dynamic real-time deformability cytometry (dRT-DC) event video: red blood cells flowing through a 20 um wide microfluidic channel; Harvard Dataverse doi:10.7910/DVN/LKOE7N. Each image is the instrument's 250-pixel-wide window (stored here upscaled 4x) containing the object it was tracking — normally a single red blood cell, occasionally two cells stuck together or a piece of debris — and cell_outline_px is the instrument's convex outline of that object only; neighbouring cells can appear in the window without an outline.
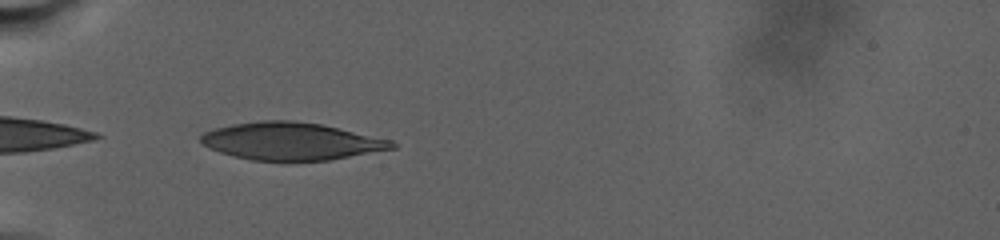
{"species": "human", "species_latin": "Homo sapiens", "temperature_condition": "warm", "stored_images_in_passage": 50, "camera_frame_rate_fps": 3000, "um_per_image_px": 0.085, "donor": {"sex": "male"}, "frame": {"image": 1, "passage_image": 2, "time_ms": 0.667, "image_size_px": [1000, 240], "cell_outline_px": [[396, 148], [328, 160], [252, 160], [220, 152], [208, 148], [200, 140], [200, 136], [204, 132], [216, 128], [232, 124], [260, 120], [292, 120], [320, 124], [392, 140], [396, 144]], "centroid_in_image_um": [24.74, 11.99], "position_along_channel_um": 60.3, "area_um2": 41.33}}
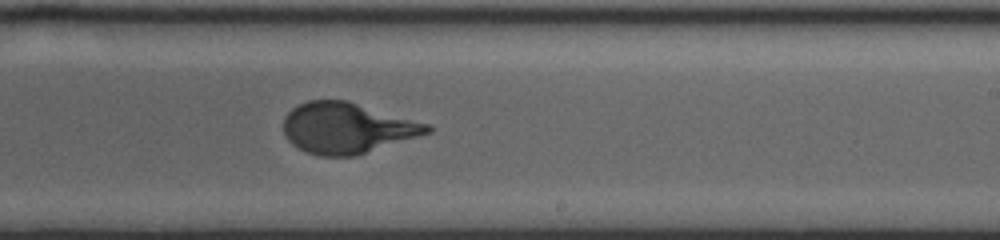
{"frame": {"image": 2, "passage_image": 21, "time_ms": 9.333, "image_size_px": [1000, 240], "cell_outline_px": [[432, 132], [356, 156], [320, 156], [308, 152], [292, 144], [284, 136], [284, 116], [292, 108], [308, 100], [348, 100], [428, 124], [432, 128]], "centroid_in_image_um": [29.49, 10.88], "position_along_channel_um": 259.5, "area_um2": 42.43}}
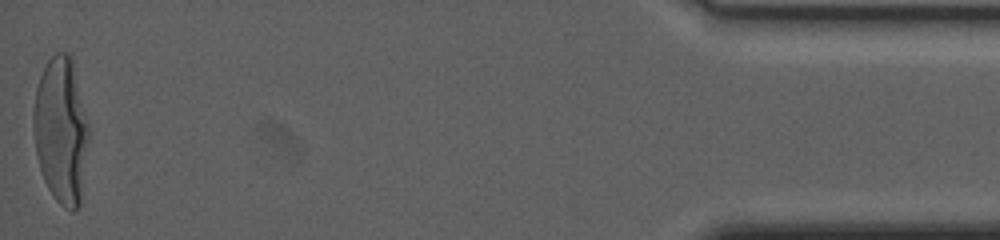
{"frame": {"image": 3, "passage_image": 50, "time_ms": 19.333, "image_size_px": [1000, 240], "cell_outline_px": [[88, 140], [80, 204], [72, 212], [64, 208], [52, 196], [44, 180], [36, 156], [32, 128], [32, 112], [36, 88], [40, 76], [48, 60], [56, 52], [68, 52], [72, 56], [88, 124]], "centroid_in_image_um": [5.16, 11.07], "position_along_channel_um": 430.0, "area_um2": 47.4}, "authors_computed_cell_mechanics": {"area_um2": 42.8009, "velocity_mm_per_s": 2.4703, "shape_relaxation_time_tau1_ms": 6.3657, "shape_relaxation_time_tau2_ms": null, "deformation_change_tau1": 0.2619, "deformation_change_tau2": null}}